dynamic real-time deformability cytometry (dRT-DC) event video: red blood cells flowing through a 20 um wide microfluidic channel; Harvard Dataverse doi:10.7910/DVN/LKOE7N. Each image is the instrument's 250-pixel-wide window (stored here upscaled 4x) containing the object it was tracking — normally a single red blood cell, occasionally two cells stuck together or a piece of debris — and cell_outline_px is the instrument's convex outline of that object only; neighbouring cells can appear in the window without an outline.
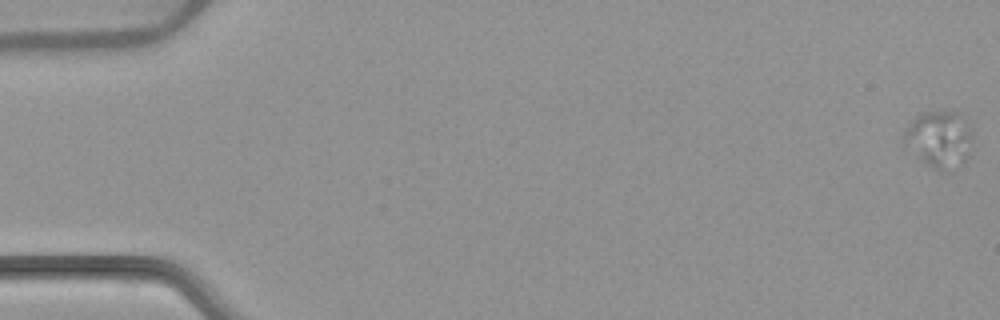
{"species": "common noctule bat (a hibernating species)", "species_latin": "Nyctalus noctula", "temperature_condition": "warm", "stored_images_in_passage": 54, "camera_frame_rate_fps": 3000, "um_per_image_px": 0.085, "animal": {"sex": "female", "body_mass_g": 22.7, "forearm_length_mm": 54.2}, "frame": {"image": 1, "passage_image": 1, "time_ms": 0.0, "image_size_px": [1000, 320], "cell_outline_px": [[972, 140], [968, 156], [956, 168], [948, 172], [932, 168], [904, 144], [904, 132], [912, 120], [916, 116], [924, 112], [956, 112], [972, 124]], "centroid_in_image_um": [79.89, 11.82], "position_along_channel_um": 5.1, "area_um2": 22.54}}
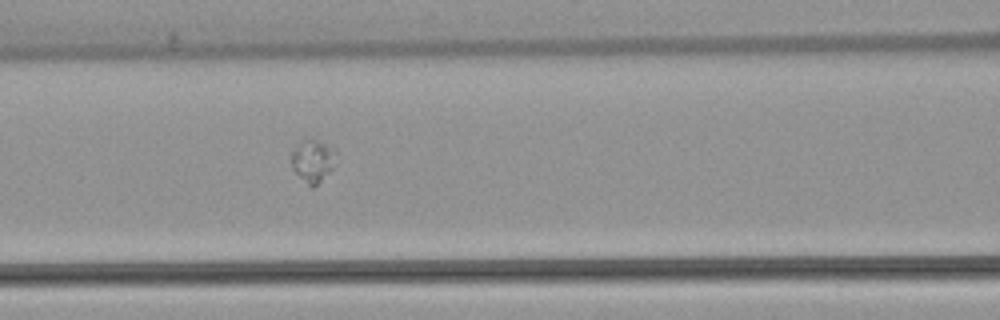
{"frame": {"image": 2, "passage_image": 24, "time_ms": 7.667, "image_size_px": [1000, 320], "cell_outline_px": [[336, 152], [332, 168], [312, 188], [308, 188], [292, 168], [292, 152], [300, 140], [304, 136], [308, 136], [336, 148]], "centroid_in_image_um": [26.56, 13.62], "position_along_channel_um": 140.0, "area_um2": 11.27}}
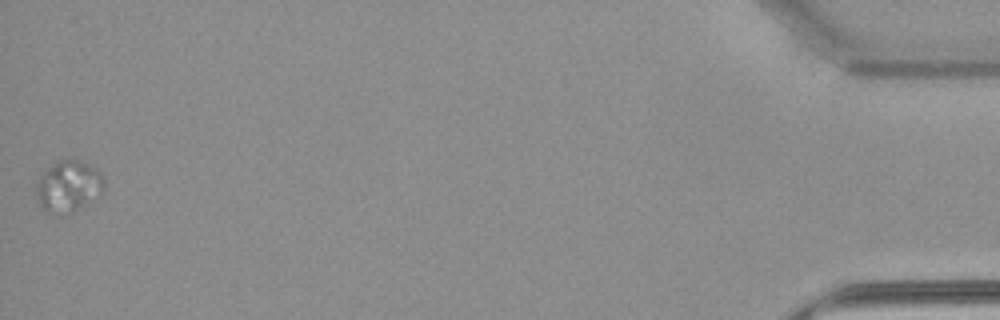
{"frame": {"image": 3, "passage_image": 54, "time_ms": 17.667, "image_size_px": [1000, 320], "cell_outline_px": [[104, 192], [72, 212], [60, 216], [52, 216], [40, 204], [36, 196], [36, 184], [40, 176], [56, 160], [80, 160], [96, 168], [100, 172], [104, 180]], "centroid_in_image_um": [5.81, 15.85], "position_along_channel_um": 429.4, "area_um2": 20.4}}